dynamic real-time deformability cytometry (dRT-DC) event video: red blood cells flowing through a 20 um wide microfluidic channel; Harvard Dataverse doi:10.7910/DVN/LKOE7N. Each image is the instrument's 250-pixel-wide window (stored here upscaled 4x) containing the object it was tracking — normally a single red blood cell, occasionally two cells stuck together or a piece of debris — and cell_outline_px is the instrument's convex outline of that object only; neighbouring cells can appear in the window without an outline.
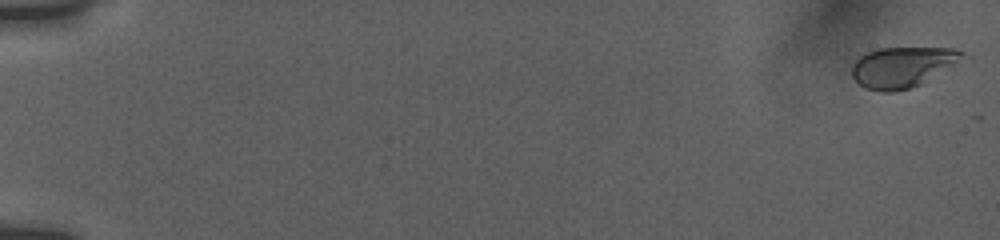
{"species": "human", "species_latin": "Homo sapiens", "temperature_condition": "room temperature", "stored_images_in_passage": 26, "camera_frame_rate_fps": 3000, "um_per_image_px": 0.085, "donor": {"sex": "female"}, "frame": {"image": 1, "passage_image": 1, "time_ms": 0.0, "image_size_px": [1000, 240], "cell_outline_px": [[972, 60], [920, 84], [908, 88], [892, 92], [880, 92], [864, 88], [852, 76], [852, 64], [860, 56], [876, 48], [956, 48], [964, 52]], "centroid_in_image_um": [76.87, 5.69], "position_along_channel_um": 8.1, "area_um2": 27.05}}
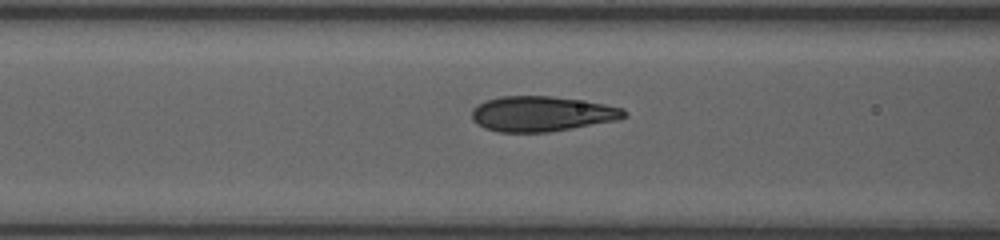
{"frame": {"image": 2, "passage_image": 19, "time_ms": 8.0, "image_size_px": [1000, 240], "cell_outline_px": [[628, 112], [624, 116], [616, 120], [548, 132], [500, 132], [484, 128], [476, 124], [472, 120], [472, 108], [476, 104], [484, 100], [500, 96], [552, 96], [584, 100], [624, 108]], "centroid_in_image_um": [46.0, 9.66], "position_along_channel_um": 120.6, "area_um2": 31.39}}
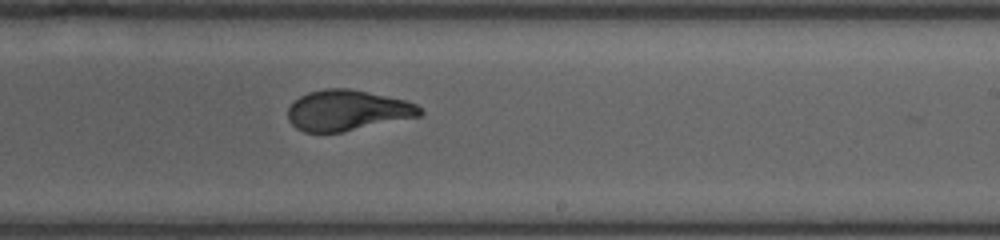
{"frame": {"image": 3, "passage_image": 26, "time_ms": 11.667, "image_size_px": [1000, 240], "cell_outline_px": [[424, 112], [420, 116], [340, 132], [304, 132], [296, 128], [288, 120], [288, 108], [300, 96], [308, 92], [324, 88], [348, 88], [368, 92], [404, 100], [416, 104]], "centroid_in_image_um": [29.5, 9.38], "position_along_channel_um": 259.5, "area_um2": 30.98}}